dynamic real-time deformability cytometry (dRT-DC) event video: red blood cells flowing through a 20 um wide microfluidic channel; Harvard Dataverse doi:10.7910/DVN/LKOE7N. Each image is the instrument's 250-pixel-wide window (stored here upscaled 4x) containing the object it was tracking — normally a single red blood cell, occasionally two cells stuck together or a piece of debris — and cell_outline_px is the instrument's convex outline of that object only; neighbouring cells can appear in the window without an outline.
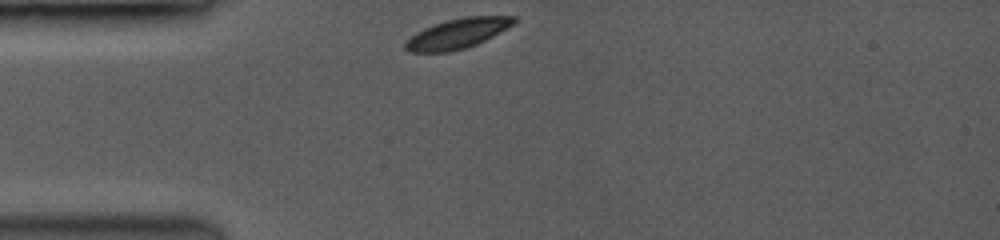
{"species": "common noctule bat (a hibernating species)", "species_latin": "Nyctalus noctula", "temperature_condition": "room temperature", "stored_images_in_passage": 24, "camera_frame_rate_fps": 3500, "um_per_image_px": 0.085, "animal": {"sex": "female", "body_mass_g": 19.0, "forearm_length_mm": 53.3}, "frame": {"image": 1, "passage_image": 1, "time_ms": 0.0, "image_size_px": [1000, 240], "cell_outline_px": [[516, 24], [476, 44], [464, 48], [448, 52], [412, 52], [404, 48], [404, 44], [416, 32], [424, 28], [448, 20], [464, 16], [516, 16]], "centroid_in_image_um": [38.92, 2.84], "position_along_channel_um": 46.1, "area_um2": 18.73}}
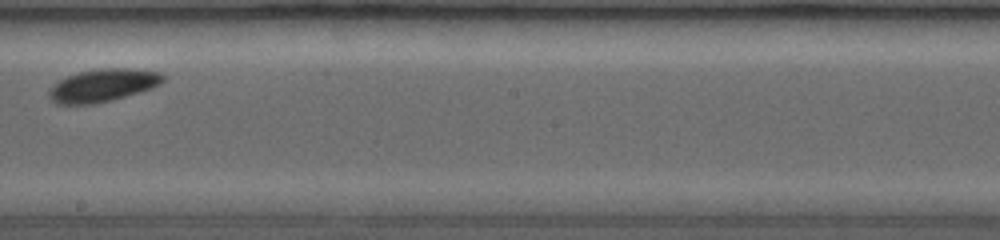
{"frame": {"image": 2, "passage_image": 11, "time_ms": 5.429, "image_size_px": [1000, 240], "cell_outline_px": [[164, 80], [160, 84], [152, 88], [108, 100], [88, 104], [60, 104], [52, 100], [48, 92], [60, 80], [68, 76], [80, 72], [100, 68], [128, 68], [160, 72], [164, 76]], "centroid_in_image_um": [8.77, 7.23], "position_along_channel_um": 239.4, "area_um2": 21.1}}
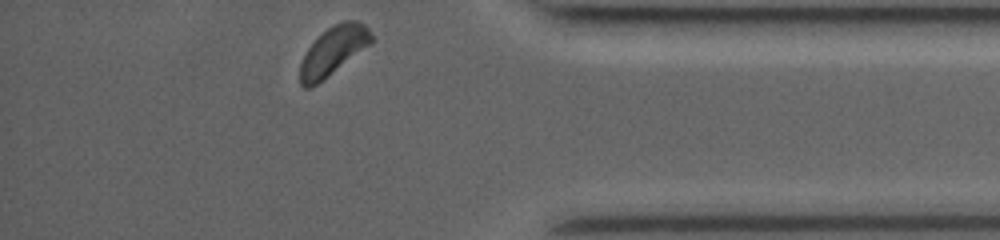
{"frame": {"image": 3, "passage_image": 24, "time_ms": 10.0, "image_size_px": [1000, 240], "cell_outline_px": [[372, 40], [368, 44], [312, 88], [304, 88], [300, 84], [300, 64], [308, 48], [328, 28], [344, 20], [356, 20], [364, 24], [368, 28], [372, 36]], "centroid_in_image_um": [28.29, 4.33], "position_along_channel_um": 406.9, "area_um2": 19.31}, "authors_computed_cell_mechanics": {"area_um2": 19.7965, "velocity_mm_per_s": 3.9142, "shape_relaxation_time_tau1_ms": null, "shape_relaxation_time_tau2_ms": 5.6189, "deformation_change_tau1": null, "deformation_change_tau2": 0.0555}}